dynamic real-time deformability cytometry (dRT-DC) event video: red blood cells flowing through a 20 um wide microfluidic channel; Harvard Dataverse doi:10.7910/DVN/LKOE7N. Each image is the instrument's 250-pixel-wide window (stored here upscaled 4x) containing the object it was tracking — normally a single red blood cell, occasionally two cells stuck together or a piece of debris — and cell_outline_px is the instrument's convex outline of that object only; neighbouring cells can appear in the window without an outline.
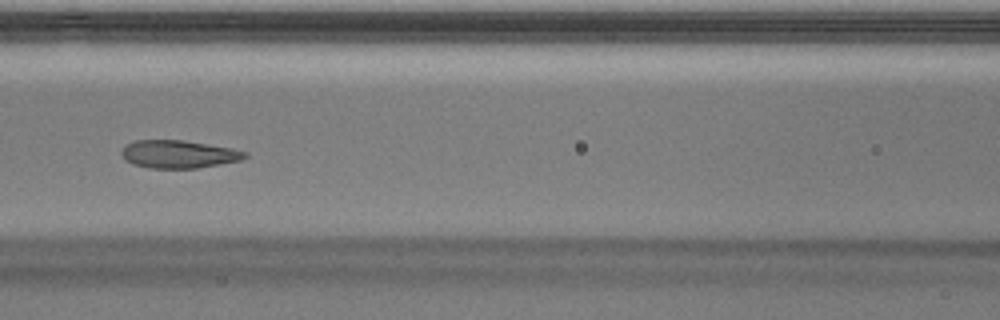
{"species": "Egyptian fruit bat (a non-hibernating species)", "species_latin": "Rousettus aegyptiacus", "temperature_condition": "warm", "stored_images_in_passage": 51, "camera_frame_rate_fps": 3000, "um_per_image_px": 0.085, "animal": {"sex": "male"}, "frame": {"image": 1, "passage_image": 22, "time_ms": 7.0, "image_size_px": [1000, 320], "cell_outline_px": [[248, 156], [240, 160], [220, 164], [196, 168], [148, 168], [132, 164], [120, 152], [124, 144], [136, 140], [184, 140], [232, 148], [248, 152]], "centroid_in_image_um": [15.18, 13.1], "position_along_channel_um": 151.4, "area_um2": 20.06}}
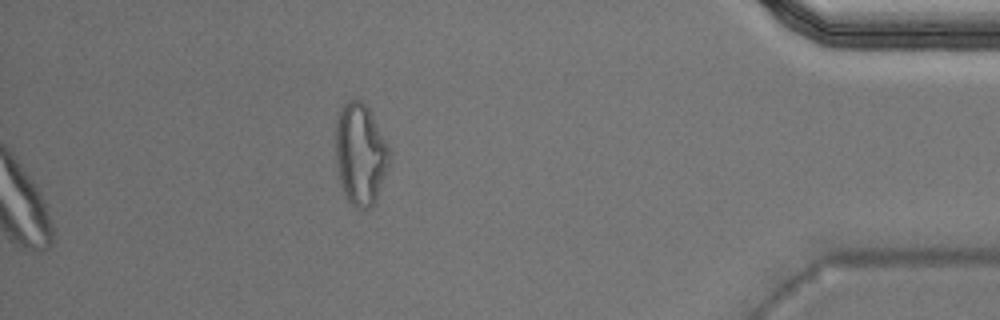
{"frame": {"image": 2, "passage_image": 51, "time_ms": 16.667, "image_size_px": [1000, 320], "cell_outline_px": [[388, 168], [376, 200], [368, 208], [356, 208], [348, 200], [344, 192], [340, 180], [336, 164], [336, 120], [340, 108], [348, 100], [360, 100], [368, 108], [388, 144]], "centroid_in_image_um": [30.62, 13.09], "position_along_channel_um": 404.6, "area_um2": 31.39}, "authors_computed_cell_mechanics": {"area_um2": 21.386, "velocity_mm_per_s": 3.9796, "shape_relaxation_time_tau1_ms": null, "shape_relaxation_time_tau2_ms": 0.7631, "deformation_change_tau1": null, "deformation_change_tau2": 0.0456}}